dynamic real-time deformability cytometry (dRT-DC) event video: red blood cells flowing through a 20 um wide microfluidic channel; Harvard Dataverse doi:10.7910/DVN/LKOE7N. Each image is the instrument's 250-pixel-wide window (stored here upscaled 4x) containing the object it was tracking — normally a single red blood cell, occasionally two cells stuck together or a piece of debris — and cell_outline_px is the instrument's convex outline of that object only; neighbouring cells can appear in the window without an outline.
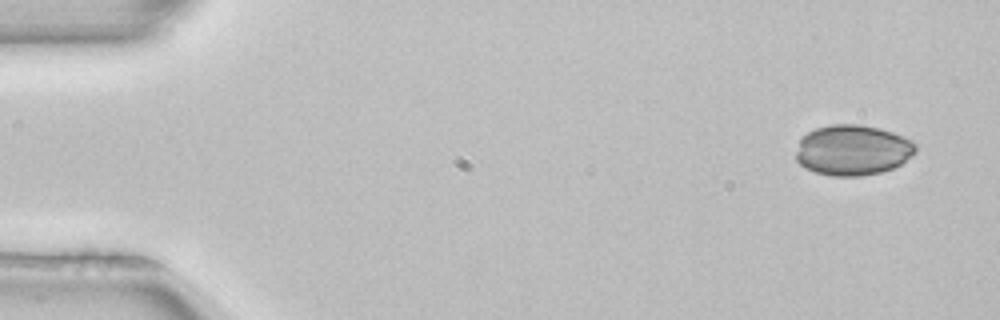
{"species": "common noctule bat (a hibernating species)", "species_latin": "Nyctalus noctula", "temperature_condition": "room temperature", "stored_images_in_passage": 3, "camera_frame_rate_fps": 3000, "um_per_image_px": 0.085, "animal": {"sex": "female", "body_mass_g": 22.7, "forearm_length_mm": 54.2}, "frame": {"image": 1, "passage_image": 1, "time_ms": 0.0, "image_size_px": [1000, 320], "cell_outline_px": [[916, 152], [912, 156], [900, 164], [892, 168], [880, 172], [860, 176], [832, 176], [816, 172], [804, 168], [796, 160], [796, 152], [800, 136], [816, 128], [832, 124], [860, 124], [880, 128], [892, 132], [912, 140], [916, 144]], "centroid_in_image_um": [72.46, 12.75], "position_along_channel_um": 12.5, "area_um2": 35.43}}